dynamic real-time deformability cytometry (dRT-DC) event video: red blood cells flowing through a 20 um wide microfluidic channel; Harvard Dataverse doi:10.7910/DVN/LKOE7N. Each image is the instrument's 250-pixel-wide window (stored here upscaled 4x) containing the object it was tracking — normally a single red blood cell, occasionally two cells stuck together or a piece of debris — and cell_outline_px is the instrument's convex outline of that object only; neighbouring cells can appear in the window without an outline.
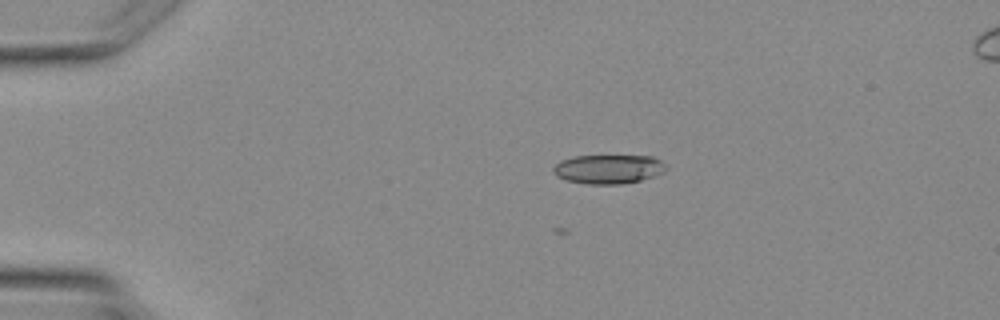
{"species": "Egyptian fruit bat (a non-hibernating species)", "species_latin": "Rousettus aegyptiacus", "temperature_condition": "warm", "stored_images_in_passage": 4, "segment_of_instrument_passage": [1, 2], "camera_frame_rate_fps": 3000, "um_per_image_px": 0.085, "animal": {"sex": "female"}, "frame": {"image": 1, "passage_image": 2, "time_ms": 2.333, "image_size_px": [1000, 320], "cell_outline_px": [[668, 168], [664, 172], [656, 176], [640, 180], [620, 184], [588, 184], [568, 180], [556, 176], [552, 172], [552, 168], [560, 160], [576, 156], [652, 156], [660, 160]], "centroid_in_image_um": [51.72, 14.37], "position_along_channel_um": 33.3, "area_um2": 19.13}}